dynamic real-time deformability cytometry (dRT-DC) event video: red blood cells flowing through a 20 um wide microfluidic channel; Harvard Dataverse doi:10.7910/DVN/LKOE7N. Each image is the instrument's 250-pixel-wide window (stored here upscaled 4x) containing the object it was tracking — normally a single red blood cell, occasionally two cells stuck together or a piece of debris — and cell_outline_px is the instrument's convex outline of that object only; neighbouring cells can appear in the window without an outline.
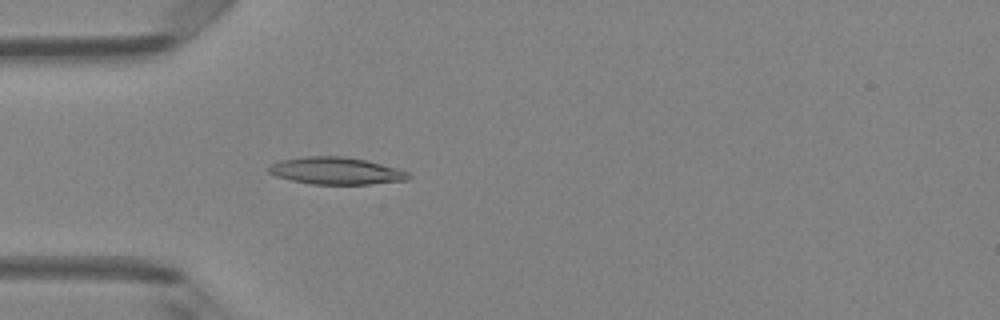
{"species": "Egyptian fruit bat (a non-hibernating species)", "species_latin": "Rousettus aegyptiacus", "temperature_condition": "room temperature", "stored_images_in_passage": 3, "camera_frame_rate_fps": 3000, "um_per_image_px": 0.085, "animal": {"sex": "female"}, "frame": {"image": 1, "passage_image": 3, "time_ms": 0.667, "image_size_px": [1000, 320], "cell_outline_px": [[412, 176], [408, 180], [372, 184], [312, 184], [292, 180], [276, 176], [268, 172], [268, 168], [272, 164], [280, 160], [304, 156], [344, 156], [364, 160], [396, 168], [408, 172]], "centroid_in_image_um": [28.57, 14.52], "position_along_channel_um": 56.4, "area_um2": 22.02}}